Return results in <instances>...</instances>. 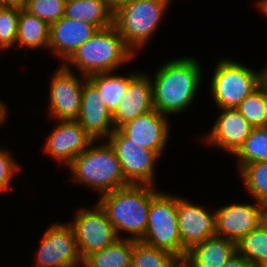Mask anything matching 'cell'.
Masks as SVG:
<instances>
[{
    "instance_id": "4dcf8cb0",
    "label": "cell",
    "mask_w": 267,
    "mask_h": 267,
    "mask_svg": "<svg viewBox=\"0 0 267 267\" xmlns=\"http://www.w3.org/2000/svg\"><path fill=\"white\" fill-rule=\"evenodd\" d=\"M20 9L2 7L0 10V49L16 45Z\"/></svg>"
},
{
    "instance_id": "3957f363",
    "label": "cell",
    "mask_w": 267,
    "mask_h": 267,
    "mask_svg": "<svg viewBox=\"0 0 267 267\" xmlns=\"http://www.w3.org/2000/svg\"><path fill=\"white\" fill-rule=\"evenodd\" d=\"M134 58L135 53L125 44L116 27L112 25L97 30L64 65L70 70L75 66L81 75L89 77L96 73L115 72L121 65Z\"/></svg>"
},
{
    "instance_id": "603a6c76",
    "label": "cell",
    "mask_w": 267,
    "mask_h": 267,
    "mask_svg": "<svg viewBox=\"0 0 267 267\" xmlns=\"http://www.w3.org/2000/svg\"><path fill=\"white\" fill-rule=\"evenodd\" d=\"M49 30L50 26L46 22L22 9L19 14L16 44L31 50L41 47L48 49Z\"/></svg>"
},
{
    "instance_id": "7a4b0ae2",
    "label": "cell",
    "mask_w": 267,
    "mask_h": 267,
    "mask_svg": "<svg viewBox=\"0 0 267 267\" xmlns=\"http://www.w3.org/2000/svg\"><path fill=\"white\" fill-rule=\"evenodd\" d=\"M151 201L152 185L129 184L101 195L98 203L119 238H124L120 234L127 232L130 236L125 238L140 241L147 229Z\"/></svg>"
},
{
    "instance_id": "6da1fadb",
    "label": "cell",
    "mask_w": 267,
    "mask_h": 267,
    "mask_svg": "<svg viewBox=\"0 0 267 267\" xmlns=\"http://www.w3.org/2000/svg\"><path fill=\"white\" fill-rule=\"evenodd\" d=\"M199 64L193 57H181L160 66L151 79L154 109L166 116L190 107L202 83Z\"/></svg>"
},
{
    "instance_id": "60d3db41",
    "label": "cell",
    "mask_w": 267,
    "mask_h": 267,
    "mask_svg": "<svg viewBox=\"0 0 267 267\" xmlns=\"http://www.w3.org/2000/svg\"><path fill=\"white\" fill-rule=\"evenodd\" d=\"M261 267H267V263H265L264 265H262Z\"/></svg>"
},
{
    "instance_id": "7402d4cb",
    "label": "cell",
    "mask_w": 267,
    "mask_h": 267,
    "mask_svg": "<svg viewBox=\"0 0 267 267\" xmlns=\"http://www.w3.org/2000/svg\"><path fill=\"white\" fill-rule=\"evenodd\" d=\"M135 241L119 238L108 247L87 255L82 267H131Z\"/></svg>"
},
{
    "instance_id": "d590c367",
    "label": "cell",
    "mask_w": 267,
    "mask_h": 267,
    "mask_svg": "<svg viewBox=\"0 0 267 267\" xmlns=\"http://www.w3.org/2000/svg\"><path fill=\"white\" fill-rule=\"evenodd\" d=\"M106 5L115 12L119 7L129 3L131 0H104Z\"/></svg>"
},
{
    "instance_id": "52a82bcc",
    "label": "cell",
    "mask_w": 267,
    "mask_h": 267,
    "mask_svg": "<svg viewBox=\"0 0 267 267\" xmlns=\"http://www.w3.org/2000/svg\"><path fill=\"white\" fill-rule=\"evenodd\" d=\"M141 242L183 256V245L177 223V196L158 192L152 185L147 229Z\"/></svg>"
},
{
    "instance_id": "d6986e66",
    "label": "cell",
    "mask_w": 267,
    "mask_h": 267,
    "mask_svg": "<svg viewBox=\"0 0 267 267\" xmlns=\"http://www.w3.org/2000/svg\"><path fill=\"white\" fill-rule=\"evenodd\" d=\"M144 73L138 72L128 83L125 95L112 114L115 129L154 110L151 78Z\"/></svg>"
},
{
    "instance_id": "30bf717a",
    "label": "cell",
    "mask_w": 267,
    "mask_h": 267,
    "mask_svg": "<svg viewBox=\"0 0 267 267\" xmlns=\"http://www.w3.org/2000/svg\"><path fill=\"white\" fill-rule=\"evenodd\" d=\"M120 162L124 178L130 184L154 185L155 163L159 160L156 152L137 146L119 130L108 137Z\"/></svg>"
},
{
    "instance_id": "f546056e",
    "label": "cell",
    "mask_w": 267,
    "mask_h": 267,
    "mask_svg": "<svg viewBox=\"0 0 267 267\" xmlns=\"http://www.w3.org/2000/svg\"><path fill=\"white\" fill-rule=\"evenodd\" d=\"M66 0H28L25 8L49 26L64 17Z\"/></svg>"
},
{
    "instance_id": "4fadbf2b",
    "label": "cell",
    "mask_w": 267,
    "mask_h": 267,
    "mask_svg": "<svg viewBox=\"0 0 267 267\" xmlns=\"http://www.w3.org/2000/svg\"><path fill=\"white\" fill-rule=\"evenodd\" d=\"M48 136L44 152L67 167L94 141L76 120H57Z\"/></svg>"
},
{
    "instance_id": "1f68e13d",
    "label": "cell",
    "mask_w": 267,
    "mask_h": 267,
    "mask_svg": "<svg viewBox=\"0 0 267 267\" xmlns=\"http://www.w3.org/2000/svg\"><path fill=\"white\" fill-rule=\"evenodd\" d=\"M8 150L0 149V192L10 189L14 176L21 168Z\"/></svg>"
},
{
    "instance_id": "9c48e42d",
    "label": "cell",
    "mask_w": 267,
    "mask_h": 267,
    "mask_svg": "<svg viewBox=\"0 0 267 267\" xmlns=\"http://www.w3.org/2000/svg\"><path fill=\"white\" fill-rule=\"evenodd\" d=\"M40 240L34 267H82L83 259L69 223H53Z\"/></svg>"
},
{
    "instance_id": "ac0fdd59",
    "label": "cell",
    "mask_w": 267,
    "mask_h": 267,
    "mask_svg": "<svg viewBox=\"0 0 267 267\" xmlns=\"http://www.w3.org/2000/svg\"><path fill=\"white\" fill-rule=\"evenodd\" d=\"M97 30L95 26L84 21L62 17L50 25L48 49L61 57L64 64Z\"/></svg>"
},
{
    "instance_id": "5bb4252c",
    "label": "cell",
    "mask_w": 267,
    "mask_h": 267,
    "mask_svg": "<svg viewBox=\"0 0 267 267\" xmlns=\"http://www.w3.org/2000/svg\"><path fill=\"white\" fill-rule=\"evenodd\" d=\"M76 121L96 141L108 138L115 130L111 112L98 88L88 78L84 82L80 112Z\"/></svg>"
},
{
    "instance_id": "277c9868",
    "label": "cell",
    "mask_w": 267,
    "mask_h": 267,
    "mask_svg": "<svg viewBox=\"0 0 267 267\" xmlns=\"http://www.w3.org/2000/svg\"><path fill=\"white\" fill-rule=\"evenodd\" d=\"M94 143L96 140L68 166L74 181L95 189L100 195L129 185L109 142L97 145Z\"/></svg>"
},
{
    "instance_id": "8992f818",
    "label": "cell",
    "mask_w": 267,
    "mask_h": 267,
    "mask_svg": "<svg viewBox=\"0 0 267 267\" xmlns=\"http://www.w3.org/2000/svg\"><path fill=\"white\" fill-rule=\"evenodd\" d=\"M215 68L210 92L218 109L237 108L263 83L264 68L254 71L231 59L219 60Z\"/></svg>"
},
{
    "instance_id": "74e56055",
    "label": "cell",
    "mask_w": 267,
    "mask_h": 267,
    "mask_svg": "<svg viewBox=\"0 0 267 267\" xmlns=\"http://www.w3.org/2000/svg\"><path fill=\"white\" fill-rule=\"evenodd\" d=\"M7 110L6 105L3 103V101L0 100V125H2L4 122H6L5 118L7 117Z\"/></svg>"
},
{
    "instance_id": "e0dca14e",
    "label": "cell",
    "mask_w": 267,
    "mask_h": 267,
    "mask_svg": "<svg viewBox=\"0 0 267 267\" xmlns=\"http://www.w3.org/2000/svg\"><path fill=\"white\" fill-rule=\"evenodd\" d=\"M216 118L209 134L204 137L206 144L235 155L243 146L253 127L236 108H223Z\"/></svg>"
},
{
    "instance_id": "8d00e7d4",
    "label": "cell",
    "mask_w": 267,
    "mask_h": 267,
    "mask_svg": "<svg viewBox=\"0 0 267 267\" xmlns=\"http://www.w3.org/2000/svg\"><path fill=\"white\" fill-rule=\"evenodd\" d=\"M261 226L267 230V201L261 203Z\"/></svg>"
},
{
    "instance_id": "2e32d148",
    "label": "cell",
    "mask_w": 267,
    "mask_h": 267,
    "mask_svg": "<svg viewBox=\"0 0 267 267\" xmlns=\"http://www.w3.org/2000/svg\"><path fill=\"white\" fill-rule=\"evenodd\" d=\"M261 203H232L215 210L216 235L237 243L260 225Z\"/></svg>"
},
{
    "instance_id": "ba28073f",
    "label": "cell",
    "mask_w": 267,
    "mask_h": 267,
    "mask_svg": "<svg viewBox=\"0 0 267 267\" xmlns=\"http://www.w3.org/2000/svg\"><path fill=\"white\" fill-rule=\"evenodd\" d=\"M69 224L73 228L77 247L82 259L92 252L101 250L119 239L114 226L108 220L99 203L93 209H81Z\"/></svg>"
},
{
    "instance_id": "836d02e7",
    "label": "cell",
    "mask_w": 267,
    "mask_h": 267,
    "mask_svg": "<svg viewBox=\"0 0 267 267\" xmlns=\"http://www.w3.org/2000/svg\"><path fill=\"white\" fill-rule=\"evenodd\" d=\"M168 267H195L193 262L185 256H176Z\"/></svg>"
},
{
    "instance_id": "484cf974",
    "label": "cell",
    "mask_w": 267,
    "mask_h": 267,
    "mask_svg": "<svg viewBox=\"0 0 267 267\" xmlns=\"http://www.w3.org/2000/svg\"><path fill=\"white\" fill-rule=\"evenodd\" d=\"M252 127L267 126V86L264 82L236 108Z\"/></svg>"
},
{
    "instance_id": "cb8c5ba5",
    "label": "cell",
    "mask_w": 267,
    "mask_h": 267,
    "mask_svg": "<svg viewBox=\"0 0 267 267\" xmlns=\"http://www.w3.org/2000/svg\"><path fill=\"white\" fill-rule=\"evenodd\" d=\"M138 73L129 75H113V72L96 73L87 77L99 90L108 110L113 114L122 97L125 95L128 83Z\"/></svg>"
},
{
    "instance_id": "ffe728a7",
    "label": "cell",
    "mask_w": 267,
    "mask_h": 267,
    "mask_svg": "<svg viewBox=\"0 0 267 267\" xmlns=\"http://www.w3.org/2000/svg\"><path fill=\"white\" fill-rule=\"evenodd\" d=\"M236 252L235 242L215 235L194 245L186 256L195 267H223Z\"/></svg>"
},
{
    "instance_id": "d6a6232c",
    "label": "cell",
    "mask_w": 267,
    "mask_h": 267,
    "mask_svg": "<svg viewBox=\"0 0 267 267\" xmlns=\"http://www.w3.org/2000/svg\"><path fill=\"white\" fill-rule=\"evenodd\" d=\"M223 267H253L242 255L236 252Z\"/></svg>"
},
{
    "instance_id": "44dd1931",
    "label": "cell",
    "mask_w": 267,
    "mask_h": 267,
    "mask_svg": "<svg viewBox=\"0 0 267 267\" xmlns=\"http://www.w3.org/2000/svg\"><path fill=\"white\" fill-rule=\"evenodd\" d=\"M114 12L104 0H66L64 17L92 24L98 30L113 25Z\"/></svg>"
},
{
    "instance_id": "4316f807",
    "label": "cell",
    "mask_w": 267,
    "mask_h": 267,
    "mask_svg": "<svg viewBox=\"0 0 267 267\" xmlns=\"http://www.w3.org/2000/svg\"><path fill=\"white\" fill-rule=\"evenodd\" d=\"M235 156L238 158V169L249 163L267 162V126L253 127Z\"/></svg>"
},
{
    "instance_id": "ab89813d",
    "label": "cell",
    "mask_w": 267,
    "mask_h": 267,
    "mask_svg": "<svg viewBox=\"0 0 267 267\" xmlns=\"http://www.w3.org/2000/svg\"><path fill=\"white\" fill-rule=\"evenodd\" d=\"M263 82L267 86V64L264 65Z\"/></svg>"
},
{
    "instance_id": "e575fe53",
    "label": "cell",
    "mask_w": 267,
    "mask_h": 267,
    "mask_svg": "<svg viewBox=\"0 0 267 267\" xmlns=\"http://www.w3.org/2000/svg\"><path fill=\"white\" fill-rule=\"evenodd\" d=\"M0 3L3 7L25 9L28 3V0H0Z\"/></svg>"
},
{
    "instance_id": "f1b7e54d",
    "label": "cell",
    "mask_w": 267,
    "mask_h": 267,
    "mask_svg": "<svg viewBox=\"0 0 267 267\" xmlns=\"http://www.w3.org/2000/svg\"><path fill=\"white\" fill-rule=\"evenodd\" d=\"M176 256L164 249L154 248L141 241L133 244L131 267H168Z\"/></svg>"
},
{
    "instance_id": "f35d334b",
    "label": "cell",
    "mask_w": 267,
    "mask_h": 267,
    "mask_svg": "<svg viewBox=\"0 0 267 267\" xmlns=\"http://www.w3.org/2000/svg\"><path fill=\"white\" fill-rule=\"evenodd\" d=\"M259 9L261 11H263V13L265 14V16H267V0H259V2L257 3Z\"/></svg>"
},
{
    "instance_id": "5b68a950",
    "label": "cell",
    "mask_w": 267,
    "mask_h": 267,
    "mask_svg": "<svg viewBox=\"0 0 267 267\" xmlns=\"http://www.w3.org/2000/svg\"><path fill=\"white\" fill-rule=\"evenodd\" d=\"M171 0H131L113 14L116 27L125 44L136 54L157 30Z\"/></svg>"
},
{
    "instance_id": "9a60e30c",
    "label": "cell",
    "mask_w": 267,
    "mask_h": 267,
    "mask_svg": "<svg viewBox=\"0 0 267 267\" xmlns=\"http://www.w3.org/2000/svg\"><path fill=\"white\" fill-rule=\"evenodd\" d=\"M166 117L154 109L123 124L119 130L130 142L161 156L170 133Z\"/></svg>"
},
{
    "instance_id": "d4e9b609",
    "label": "cell",
    "mask_w": 267,
    "mask_h": 267,
    "mask_svg": "<svg viewBox=\"0 0 267 267\" xmlns=\"http://www.w3.org/2000/svg\"><path fill=\"white\" fill-rule=\"evenodd\" d=\"M236 244L237 252L253 267H261L267 263V230L261 224Z\"/></svg>"
},
{
    "instance_id": "83f0119b",
    "label": "cell",
    "mask_w": 267,
    "mask_h": 267,
    "mask_svg": "<svg viewBox=\"0 0 267 267\" xmlns=\"http://www.w3.org/2000/svg\"><path fill=\"white\" fill-rule=\"evenodd\" d=\"M243 183L255 201H267V162L249 163L239 169Z\"/></svg>"
},
{
    "instance_id": "7c38bea8",
    "label": "cell",
    "mask_w": 267,
    "mask_h": 267,
    "mask_svg": "<svg viewBox=\"0 0 267 267\" xmlns=\"http://www.w3.org/2000/svg\"><path fill=\"white\" fill-rule=\"evenodd\" d=\"M177 223L183 256L194 245L216 235L215 211L208 212L202 205L192 204L181 196H177Z\"/></svg>"
},
{
    "instance_id": "8fae6325",
    "label": "cell",
    "mask_w": 267,
    "mask_h": 267,
    "mask_svg": "<svg viewBox=\"0 0 267 267\" xmlns=\"http://www.w3.org/2000/svg\"><path fill=\"white\" fill-rule=\"evenodd\" d=\"M84 78V79H82ZM82 79V80H81ZM84 75H78L64 64L53 73L49 90V116L55 120H76L82 101Z\"/></svg>"
}]
</instances>
